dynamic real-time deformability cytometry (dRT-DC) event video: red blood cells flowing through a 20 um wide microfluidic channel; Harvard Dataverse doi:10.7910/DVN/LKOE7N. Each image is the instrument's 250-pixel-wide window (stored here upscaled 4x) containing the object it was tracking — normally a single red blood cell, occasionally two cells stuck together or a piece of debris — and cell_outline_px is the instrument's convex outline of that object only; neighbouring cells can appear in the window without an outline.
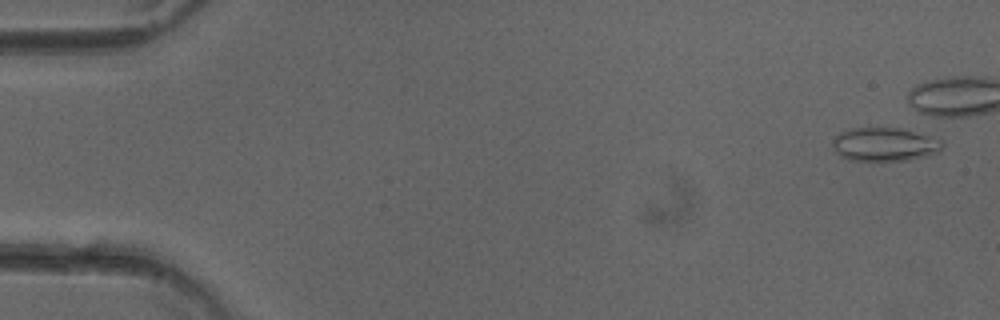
{"species": "common noctule bat (a hibernating species)", "species_latin": "Nyctalus noctula", "temperature_condition": "cold", "stored_images_in_passage": 40, "camera_frame_rate_fps": 3000, "um_per_image_px": 0.085, "animal": {"sex": "female"}, "frame": {"image": 1, "passage_image": 2, "time_ms": 0.333, "image_size_px": [1000, 320], "cell_outline_px": [[944, 144], [936, 152], [924, 156], [908, 160], [848, 160], [840, 156], [836, 152], [832, 144], [832, 140], [840, 132], [848, 128], [896, 128], [944, 140]], "centroid_in_image_um": [75.13, 12.27], "position_along_channel_um": 9.9, "area_um2": 21.15}}
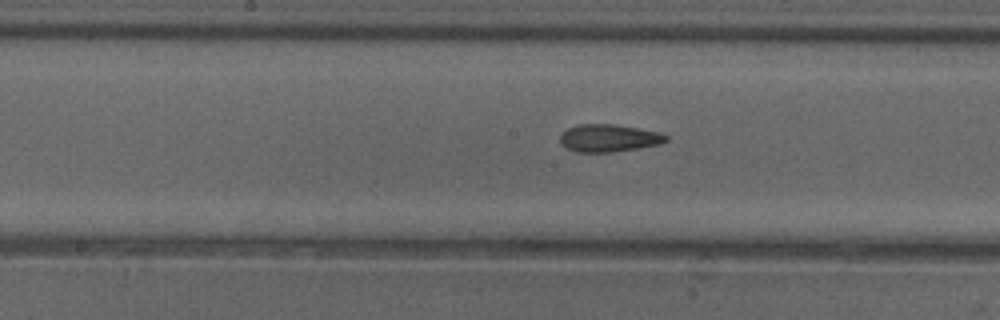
{"frame": {"image": 2, "passage_image": 26, "time_ms": 8.333, "image_size_px": [1000, 320], "cell_outline_px": [[668, 140], [660, 144], [640, 148], [612, 152], [576, 152], [560, 144], [560, 132], [568, 128], [580, 124], [616, 124], [660, 132], [668, 136]], "centroid_in_image_um": [51.75, 11.73], "position_along_channel_um": 196.5, "area_um2": 17.17}}
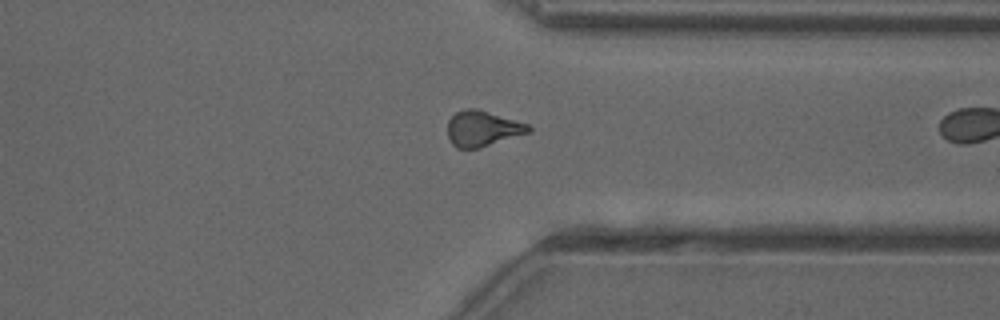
{"frame": {"image": 3, "passage_image": 39, "time_ms": 12.667, "image_size_px": [1000, 320], "cell_outline_px": [[532, 132], [480, 148], [456, 148], [448, 140], [448, 120], [456, 112], [464, 108], [476, 108], [528, 124], [532, 128]], "centroid_in_image_um": [41.02, 10.94], "position_along_channel_um": 370.4, "area_um2": 16.94}}